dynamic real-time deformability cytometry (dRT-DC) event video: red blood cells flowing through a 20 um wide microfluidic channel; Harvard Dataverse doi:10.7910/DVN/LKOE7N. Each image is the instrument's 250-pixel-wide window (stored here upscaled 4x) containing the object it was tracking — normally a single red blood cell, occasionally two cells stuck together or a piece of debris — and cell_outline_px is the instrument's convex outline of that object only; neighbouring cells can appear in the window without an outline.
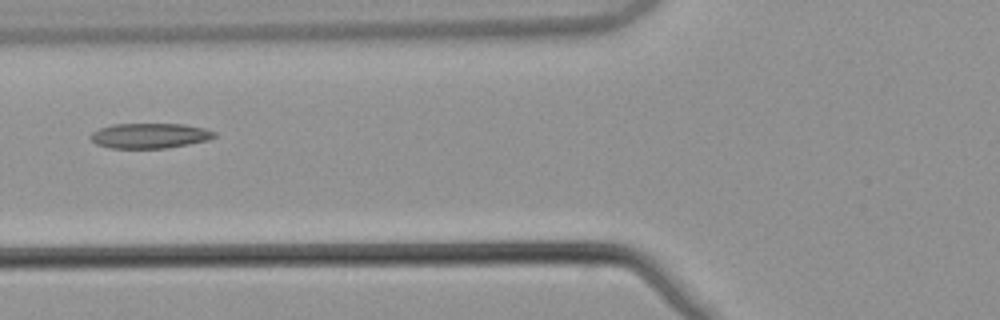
{"species": "common noctule bat (a hibernating species)", "species_latin": "Nyctalus noctula", "temperature_condition": "warm", "stored_images_in_passage": 6, "camera_frame_rate_fps": 3000, "um_per_image_px": 0.085, "animal": {"sex": "male", "body_mass_g": 21.5, "forearm_length_mm": 52.0}, "frame": {"image": 1, "passage_image": 6, "time_ms": 1.667, "image_size_px": [1000, 320], "cell_outline_px": [[216, 136], [208, 140], [168, 148], [108, 148], [96, 144], [88, 136], [92, 132], [100, 128], [112, 124], [184, 124], [204, 128], [216, 132]], "centroid_in_image_um": [12.71, 11.53], "position_along_channel_um": 113.1, "area_um2": 18.21}}